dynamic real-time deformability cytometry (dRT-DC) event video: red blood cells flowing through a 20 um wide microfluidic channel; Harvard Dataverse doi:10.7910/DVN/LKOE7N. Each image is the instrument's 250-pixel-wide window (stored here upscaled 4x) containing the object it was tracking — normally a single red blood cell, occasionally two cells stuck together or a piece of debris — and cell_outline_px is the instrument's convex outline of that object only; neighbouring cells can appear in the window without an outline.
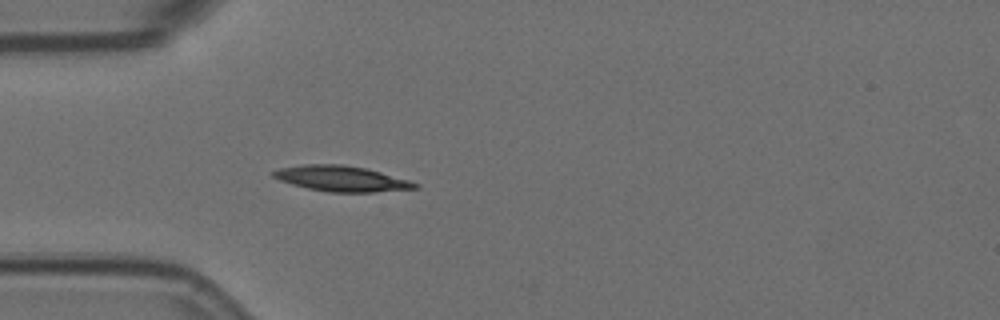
{"species": "Egyptian fruit bat (a non-hibernating species)", "species_latin": "Rousettus aegyptiacus", "temperature_condition": "room temperature", "stored_images_in_passage": 41, "camera_frame_rate_fps": 3000, "um_per_image_px": 0.085, "animal": {"sex": "female"}, "frame": {"image": 1, "passage_image": 1, "time_ms": 0.0, "image_size_px": [1000, 320], "cell_outline_px": [[420, 188], [372, 192], [328, 192], [308, 188], [292, 184], [280, 180], [272, 176], [268, 172], [280, 168], [304, 164], [344, 164], [364, 168], [380, 172], [408, 180], [420, 184]], "centroid_in_image_um": [29.0, 15.18], "position_along_channel_um": 56.0, "area_um2": 21.04}}
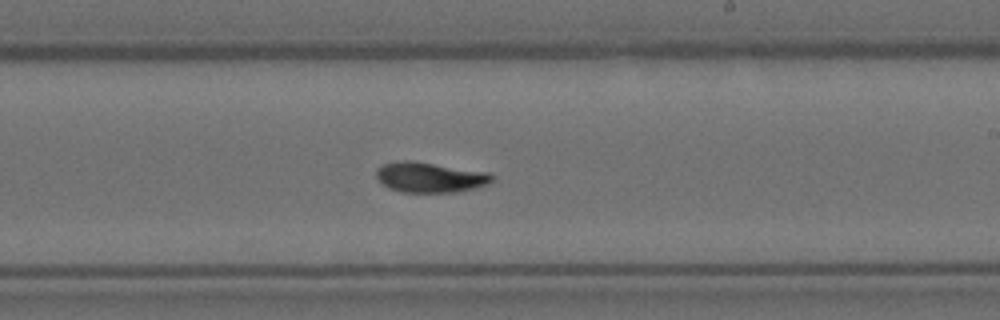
{"frame": {"image": 2, "passage_image": 18, "time_ms": 5.667, "image_size_px": [1000, 320], "cell_outline_px": [[496, 176], [488, 184], [476, 188], [456, 192], [400, 192], [388, 188], [376, 176], [376, 168], [384, 164], [404, 160], [408, 160], [488, 172]], "centroid_in_image_um": [36.56, 15.08], "position_along_channel_um": 252.4, "area_um2": 20.29}}
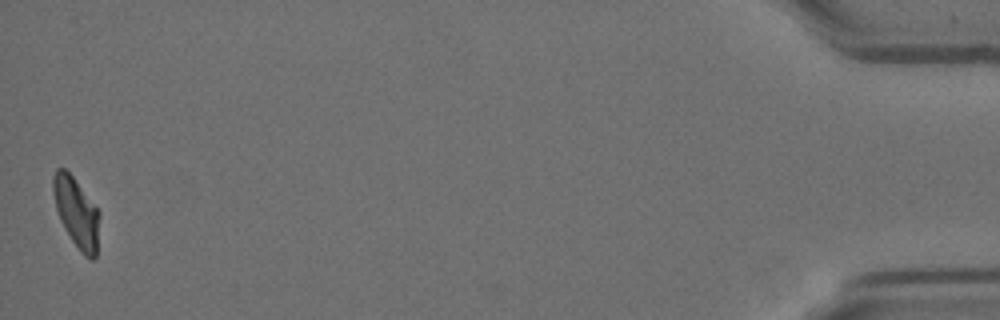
{"frame": {"image": 3, "passage_image": 41, "time_ms": 13.333, "image_size_px": [1000, 320], "cell_outline_px": [[100, 216], [96, 256], [92, 260], [84, 256], [80, 252], [64, 228], [60, 220], [56, 208], [52, 192], [52, 176], [56, 168], [64, 168], [72, 176], [100, 212]], "centroid_in_image_um": [6.49, 18.07], "position_along_channel_um": 428.7, "area_um2": 18.84}, "authors_computed_cell_mechanics": {"area_um2": 19.8832, "velocity_mm_per_s": 3.5514, "shape_relaxation_time_tau1_ms": 4.8856, "shape_relaxation_time_tau2_ms": 3.1753, "deformation_change_tau1": 0.1847, "deformation_change_tau2": 0.0695}}